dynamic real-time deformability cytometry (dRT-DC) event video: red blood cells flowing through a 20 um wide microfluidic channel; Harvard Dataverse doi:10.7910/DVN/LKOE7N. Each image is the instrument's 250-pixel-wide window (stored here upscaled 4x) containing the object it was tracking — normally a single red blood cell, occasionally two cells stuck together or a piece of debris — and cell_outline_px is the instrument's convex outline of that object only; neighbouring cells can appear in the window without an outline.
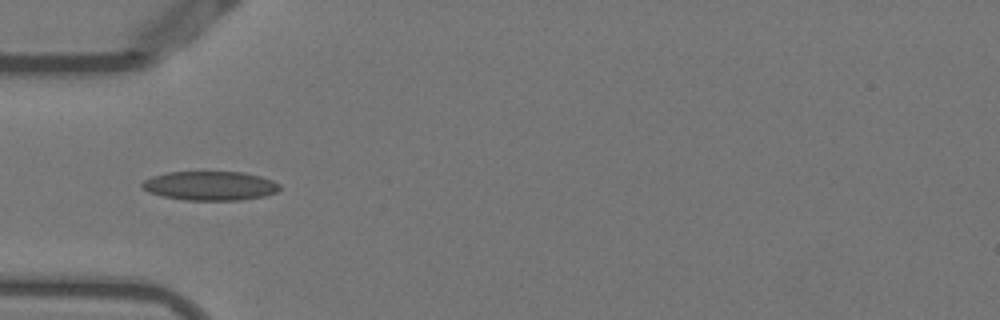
{"species": "Egyptian fruit bat (a non-hibernating species)", "species_latin": "Rousettus aegyptiacus", "temperature_condition": "warm", "stored_images_in_passage": 13, "camera_frame_rate_fps": 3000, "um_per_image_px": 0.085, "animal": {"sex": "female"}, "frame": {"image": 1, "passage_image": 3, "time_ms": 0.667, "image_size_px": [1000, 320], "cell_outline_px": [[280, 188], [276, 192], [264, 196], [240, 200], [184, 200], [160, 196], [148, 192], [140, 188], [140, 184], [144, 180], [152, 176], [168, 172], [244, 172], [260, 176], [272, 180], [280, 184]], "centroid_in_image_um": [17.82, 15.79], "position_along_channel_um": 67.2, "area_um2": 23.52}}
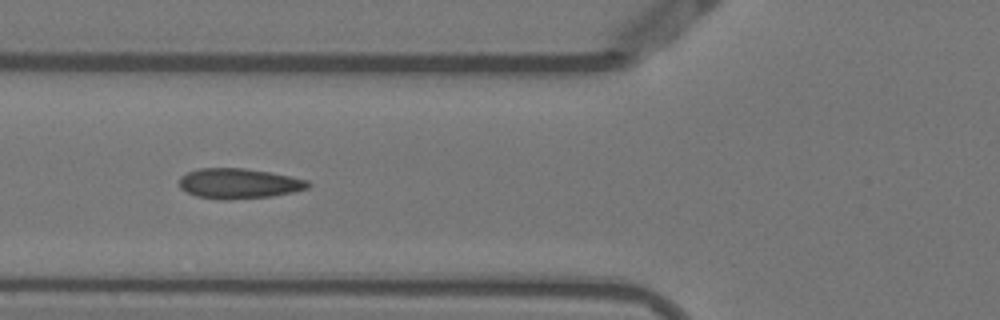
{"frame": {"image": 2, "passage_image": 6, "time_ms": 1.667, "image_size_px": [1000, 320], "cell_outline_px": [[312, 184], [308, 188], [292, 192], [272, 196], [228, 200], [224, 200], [196, 196], [180, 188], [180, 176], [196, 168], [244, 168], [268, 172], [308, 180]], "centroid_in_image_um": [20.29, 15.6], "position_along_channel_um": 105.5, "area_um2": 22.6}}